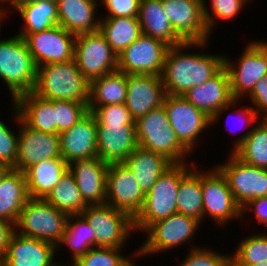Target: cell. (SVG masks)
I'll return each mask as SVG.
<instances>
[{"instance_id": "obj_1", "label": "cell", "mask_w": 267, "mask_h": 266, "mask_svg": "<svg viewBox=\"0 0 267 266\" xmlns=\"http://www.w3.org/2000/svg\"><path fill=\"white\" fill-rule=\"evenodd\" d=\"M207 41L184 42L169 47L161 75L168 95H183L187 90L200 86L224 67V56L181 53L182 50L207 45Z\"/></svg>"}, {"instance_id": "obj_2", "label": "cell", "mask_w": 267, "mask_h": 266, "mask_svg": "<svg viewBox=\"0 0 267 266\" xmlns=\"http://www.w3.org/2000/svg\"><path fill=\"white\" fill-rule=\"evenodd\" d=\"M90 82L80 72L74 59L37 67L33 93L48 100L89 103Z\"/></svg>"}, {"instance_id": "obj_3", "label": "cell", "mask_w": 267, "mask_h": 266, "mask_svg": "<svg viewBox=\"0 0 267 266\" xmlns=\"http://www.w3.org/2000/svg\"><path fill=\"white\" fill-rule=\"evenodd\" d=\"M187 163L173 164L145 195L142 210L134 219V230L146 231L153 223L177 213L180 180L190 171Z\"/></svg>"}, {"instance_id": "obj_4", "label": "cell", "mask_w": 267, "mask_h": 266, "mask_svg": "<svg viewBox=\"0 0 267 266\" xmlns=\"http://www.w3.org/2000/svg\"><path fill=\"white\" fill-rule=\"evenodd\" d=\"M36 75L37 66L20 35L0 40V78L8 86L12 101L33 91Z\"/></svg>"}, {"instance_id": "obj_5", "label": "cell", "mask_w": 267, "mask_h": 266, "mask_svg": "<svg viewBox=\"0 0 267 266\" xmlns=\"http://www.w3.org/2000/svg\"><path fill=\"white\" fill-rule=\"evenodd\" d=\"M135 124L139 147L162 154L173 164L185 163L184 157L190 151L177 138L163 105L137 119Z\"/></svg>"}, {"instance_id": "obj_6", "label": "cell", "mask_w": 267, "mask_h": 266, "mask_svg": "<svg viewBox=\"0 0 267 266\" xmlns=\"http://www.w3.org/2000/svg\"><path fill=\"white\" fill-rule=\"evenodd\" d=\"M68 215L55 208L46 199L29 198L23 206L15 230L20 235L60 244Z\"/></svg>"}, {"instance_id": "obj_7", "label": "cell", "mask_w": 267, "mask_h": 266, "mask_svg": "<svg viewBox=\"0 0 267 266\" xmlns=\"http://www.w3.org/2000/svg\"><path fill=\"white\" fill-rule=\"evenodd\" d=\"M73 59L89 82L116 71L118 67V55L100 30L75 36Z\"/></svg>"}, {"instance_id": "obj_8", "label": "cell", "mask_w": 267, "mask_h": 266, "mask_svg": "<svg viewBox=\"0 0 267 266\" xmlns=\"http://www.w3.org/2000/svg\"><path fill=\"white\" fill-rule=\"evenodd\" d=\"M81 215L94 229L95 247L121 249L134 231V220L109 204L88 205Z\"/></svg>"}, {"instance_id": "obj_9", "label": "cell", "mask_w": 267, "mask_h": 266, "mask_svg": "<svg viewBox=\"0 0 267 266\" xmlns=\"http://www.w3.org/2000/svg\"><path fill=\"white\" fill-rule=\"evenodd\" d=\"M235 65H232L227 56L224 57L232 96L239 101L243 94L249 95L255 84L267 75V42L249 43Z\"/></svg>"}, {"instance_id": "obj_10", "label": "cell", "mask_w": 267, "mask_h": 266, "mask_svg": "<svg viewBox=\"0 0 267 266\" xmlns=\"http://www.w3.org/2000/svg\"><path fill=\"white\" fill-rule=\"evenodd\" d=\"M169 47L163 41L142 33L118 56L117 70L126 74L161 76Z\"/></svg>"}, {"instance_id": "obj_11", "label": "cell", "mask_w": 267, "mask_h": 266, "mask_svg": "<svg viewBox=\"0 0 267 266\" xmlns=\"http://www.w3.org/2000/svg\"><path fill=\"white\" fill-rule=\"evenodd\" d=\"M200 221L191 216L173 214L168 218L153 223L147 230V240L139 250L132 255L154 254L170 250L192 239Z\"/></svg>"}, {"instance_id": "obj_12", "label": "cell", "mask_w": 267, "mask_h": 266, "mask_svg": "<svg viewBox=\"0 0 267 266\" xmlns=\"http://www.w3.org/2000/svg\"><path fill=\"white\" fill-rule=\"evenodd\" d=\"M15 119L19 122L18 155L13 169L25 173L33 165L51 158H62L59 134L42 132L26 125L13 104Z\"/></svg>"}, {"instance_id": "obj_13", "label": "cell", "mask_w": 267, "mask_h": 266, "mask_svg": "<svg viewBox=\"0 0 267 266\" xmlns=\"http://www.w3.org/2000/svg\"><path fill=\"white\" fill-rule=\"evenodd\" d=\"M227 163L216 166L226 177L236 203L243 208L250 200L267 196V169L247 164L233 153Z\"/></svg>"}, {"instance_id": "obj_14", "label": "cell", "mask_w": 267, "mask_h": 266, "mask_svg": "<svg viewBox=\"0 0 267 266\" xmlns=\"http://www.w3.org/2000/svg\"><path fill=\"white\" fill-rule=\"evenodd\" d=\"M145 194L125 163L109 164L106 204L127 213L133 220L143 208Z\"/></svg>"}, {"instance_id": "obj_15", "label": "cell", "mask_w": 267, "mask_h": 266, "mask_svg": "<svg viewBox=\"0 0 267 266\" xmlns=\"http://www.w3.org/2000/svg\"><path fill=\"white\" fill-rule=\"evenodd\" d=\"M18 35L26 41L37 67L74 58L75 35L59 25L33 34Z\"/></svg>"}, {"instance_id": "obj_16", "label": "cell", "mask_w": 267, "mask_h": 266, "mask_svg": "<svg viewBox=\"0 0 267 266\" xmlns=\"http://www.w3.org/2000/svg\"><path fill=\"white\" fill-rule=\"evenodd\" d=\"M164 109L179 141L192 153L199 134L212 125L211 118L181 95H165Z\"/></svg>"}, {"instance_id": "obj_17", "label": "cell", "mask_w": 267, "mask_h": 266, "mask_svg": "<svg viewBox=\"0 0 267 266\" xmlns=\"http://www.w3.org/2000/svg\"><path fill=\"white\" fill-rule=\"evenodd\" d=\"M203 218L209 215L218 224L240 218L242 208L236 203L228 181L215 166L214 170L202 172Z\"/></svg>"}, {"instance_id": "obj_18", "label": "cell", "mask_w": 267, "mask_h": 266, "mask_svg": "<svg viewBox=\"0 0 267 266\" xmlns=\"http://www.w3.org/2000/svg\"><path fill=\"white\" fill-rule=\"evenodd\" d=\"M181 96L209 116L211 123L217 121L228 107L237 103L232 96L229 74L225 67L202 85L190 88Z\"/></svg>"}, {"instance_id": "obj_19", "label": "cell", "mask_w": 267, "mask_h": 266, "mask_svg": "<svg viewBox=\"0 0 267 266\" xmlns=\"http://www.w3.org/2000/svg\"><path fill=\"white\" fill-rule=\"evenodd\" d=\"M162 6L173 29L185 42L208 40L204 3L200 0H162Z\"/></svg>"}, {"instance_id": "obj_20", "label": "cell", "mask_w": 267, "mask_h": 266, "mask_svg": "<svg viewBox=\"0 0 267 266\" xmlns=\"http://www.w3.org/2000/svg\"><path fill=\"white\" fill-rule=\"evenodd\" d=\"M165 95L161 76L127 74L125 105L135 121L151 110L161 107Z\"/></svg>"}, {"instance_id": "obj_21", "label": "cell", "mask_w": 267, "mask_h": 266, "mask_svg": "<svg viewBox=\"0 0 267 266\" xmlns=\"http://www.w3.org/2000/svg\"><path fill=\"white\" fill-rule=\"evenodd\" d=\"M137 147L136 124L97 125V157L103 162L124 163Z\"/></svg>"}, {"instance_id": "obj_22", "label": "cell", "mask_w": 267, "mask_h": 266, "mask_svg": "<svg viewBox=\"0 0 267 266\" xmlns=\"http://www.w3.org/2000/svg\"><path fill=\"white\" fill-rule=\"evenodd\" d=\"M61 157L68 164L97 157V120L88 111L75 125L59 133Z\"/></svg>"}, {"instance_id": "obj_23", "label": "cell", "mask_w": 267, "mask_h": 266, "mask_svg": "<svg viewBox=\"0 0 267 266\" xmlns=\"http://www.w3.org/2000/svg\"><path fill=\"white\" fill-rule=\"evenodd\" d=\"M56 250L52 243L20 235L15 230L1 261L3 266H53Z\"/></svg>"}, {"instance_id": "obj_24", "label": "cell", "mask_w": 267, "mask_h": 266, "mask_svg": "<svg viewBox=\"0 0 267 266\" xmlns=\"http://www.w3.org/2000/svg\"><path fill=\"white\" fill-rule=\"evenodd\" d=\"M109 164L98 157L75 160L69 164L81 195L88 205L106 204Z\"/></svg>"}, {"instance_id": "obj_25", "label": "cell", "mask_w": 267, "mask_h": 266, "mask_svg": "<svg viewBox=\"0 0 267 266\" xmlns=\"http://www.w3.org/2000/svg\"><path fill=\"white\" fill-rule=\"evenodd\" d=\"M97 0H57L58 25L76 35L99 30L95 20Z\"/></svg>"}, {"instance_id": "obj_26", "label": "cell", "mask_w": 267, "mask_h": 266, "mask_svg": "<svg viewBox=\"0 0 267 266\" xmlns=\"http://www.w3.org/2000/svg\"><path fill=\"white\" fill-rule=\"evenodd\" d=\"M138 19L143 34L177 46L185 41L175 32L162 6V0H140Z\"/></svg>"}, {"instance_id": "obj_27", "label": "cell", "mask_w": 267, "mask_h": 266, "mask_svg": "<svg viewBox=\"0 0 267 266\" xmlns=\"http://www.w3.org/2000/svg\"><path fill=\"white\" fill-rule=\"evenodd\" d=\"M124 163L132 171L145 195L157 179L173 165L164 155L145 150L139 146Z\"/></svg>"}, {"instance_id": "obj_28", "label": "cell", "mask_w": 267, "mask_h": 266, "mask_svg": "<svg viewBox=\"0 0 267 266\" xmlns=\"http://www.w3.org/2000/svg\"><path fill=\"white\" fill-rule=\"evenodd\" d=\"M29 198L25 173L12 168L0 182V219L15 225Z\"/></svg>"}, {"instance_id": "obj_29", "label": "cell", "mask_w": 267, "mask_h": 266, "mask_svg": "<svg viewBox=\"0 0 267 266\" xmlns=\"http://www.w3.org/2000/svg\"><path fill=\"white\" fill-rule=\"evenodd\" d=\"M21 120L29 127L55 134V111L53 100L42 98L32 91L13 101Z\"/></svg>"}, {"instance_id": "obj_30", "label": "cell", "mask_w": 267, "mask_h": 266, "mask_svg": "<svg viewBox=\"0 0 267 266\" xmlns=\"http://www.w3.org/2000/svg\"><path fill=\"white\" fill-rule=\"evenodd\" d=\"M68 169L69 164L62 158L43 160L30 167L25 172L29 197L45 199Z\"/></svg>"}, {"instance_id": "obj_31", "label": "cell", "mask_w": 267, "mask_h": 266, "mask_svg": "<svg viewBox=\"0 0 267 266\" xmlns=\"http://www.w3.org/2000/svg\"><path fill=\"white\" fill-rule=\"evenodd\" d=\"M127 95V74L119 70L90 82L88 111L98 106L123 104Z\"/></svg>"}, {"instance_id": "obj_32", "label": "cell", "mask_w": 267, "mask_h": 266, "mask_svg": "<svg viewBox=\"0 0 267 266\" xmlns=\"http://www.w3.org/2000/svg\"><path fill=\"white\" fill-rule=\"evenodd\" d=\"M232 153L241 161L267 169V119L244 133L234 144Z\"/></svg>"}, {"instance_id": "obj_33", "label": "cell", "mask_w": 267, "mask_h": 266, "mask_svg": "<svg viewBox=\"0 0 267 266\" xmlns=\"http://www.w3.org/2000/svg\"><path fill=\"white\" fill-rule=\"evenodd\" d=\"M99 30L118 56L142 34L138 17L100 19Z\"/></svg>"}, {"instance_id": "obj_34", "label": "cell", "mask_w": 267, "mask_h": 266, "mask_svg": "<svg viewBox=\"0 0 267 266\" xmlns=\"http://www.w3.org/2000/svg\"><path fill=\"white\" fill-rule=\"evenodd\" d=\"M196 170V168L191 169L180 180L177 193V213L194 217L202 222V171Z\"/></svg>"}, {"instance_id": "obj_35", "label": "cell", "mask_w": 267, "mask_h": 266, "mask_svg": "<svg viewBox=\"0 0 267 266\" xmlns=\"http://www.w3.org/2000/svg\"><path fill=\"white\" fill-rule=\"evenodd\" d=\"M45 199L68 216L81 215L88 206L69 169Z\"/></svg>"}, {"instance_id": "obj_36", "label": "cell", "mask_w": 267, "mask_h": 266, "mask_svg": "<svg viewBox=\"0 0 267 266\" xmlns=\"http://www.w3.org/2000/svg\"><path fill=\"white\" fill-rule=\"evenodd\" d=\"M14 8L25 21L18 34H33L58 25L57 1H41Z\"/></svg>"}, {"instance_id": "obj_37", "label": "cell", "mask_w": 267, "mask_h": 266, "mask_svg": "<svg viewBox=\"0 0 267 266\" xmlns=\"http://www.w3.org/2000/svg\"><path fill=\"white\" fill-rule=\"evenodd\" d=\"M72 218H76L77 221L71 222ZM60 243V245L64 244L70 247L72 260L75 262L79 257L95 247L94 229L82 215H69Z\"/></svg>"}, {"instance_id": "obj_38", "label": "cell", "mask_w": 267, "mask_h": 266, "mask_svg": "<svg viewBox=\"0 0 267 266\" xmlns=\"http://www.w3.org/2000/svg\"><path fill=\"white\" fill-rule=\"evenodd\" d=\"M234 266H250L267 261V234L254 235L245 238L231 255Z\"/></svg>"}, {"instance_id": "obj_39", "label": "cell", "mask_w": 267, "mask_h": 266, "mask_svg": "<svg viewBox=\"0 0 267 266\" xmlns=\"http://www.w3.org/2000/svg\"><path fill=\"white\" fill-rule=\"evenodd\" d=\"M119 248L93 247L79 257L74 266H135L134 261L123 257Z\"/></svg>"}, {"instance_id": "obj_40", "label": "cell", "mask_w": 267, "mask_h": 266, "mask_svg": "<svg viewBox=\"0 0 267 266\" xmlns=\"http://www.w3.org/2000/svg\"><path fill=\"white\" fill-rule=\"evenodd\" d=\"M53 106L55 111V134L68 130L88 112V103L53 100Z\"/></svg>"}, {"instance_id": "obj_41", "label": "cell", "mask_w": 267, "mask_h": 266, "mask_svg": "<svg viewBox=\"0 0 267 266\" xmlns=\"http://www.w3.org/2000/svg\"><path fill=\"white\" fill-rule=\"evenodd\" d=\"M211 8L213 12H210L207 9L206 4L204 3V19L206 22V26L208 28L209 33L212 31L213 26L216 24L215 18L217 17L219 20H228L235 17L240 9L243 7V4L246 3L247 0H210ZM212 13L215 15H212Z\"/></svg>"}, {"instance_id": "obj_42", "label": "cell", "mask_w": 267, "mask_h": 266, "mask_svg": "<svg viewBox=\"0 0 267 266\" xmlns=\"http://www.w3.org/2000/svg\"><path fill=\"white\" fill-rule=\"evenodd\" d=\"M92 113L97 120V125L135 124L125 103L98 106Z\"/></svg>"}, {"instance_id": "obj_43", "label": "cell", "mask_w": 267, "mask_h": 266, "mask_svg": "<svg viewBox=\"0 0 267 266\" xmlns=\"http://www.w3.org/2000/svg\"><path fill=\"white\" fill-rule=\"evenodd\" d=\"M180 266H234V260L232 256L194 247Z\"/></svg>"}, {"instance_id": "obj_44", "label": "cell", "mask_w": 267, "mask_h": 266, "mask_svg": "<svg viewBox=\"0 0 267 266\" xmlns=\"http://www.w3.org/2000/svg\"><path fill=\"white\" fill-rule=\"evenodd\" d=\"M18 138L5 123L0 120V163L14 168L18 155Z\"/></svg>"}, {"instance_id": "obj_45", "label": "cell", "mask_w": 267, "mask_h": 266, "mask_svg": "<svg viewBox=\"0 0 267 266\" xmlns=\"http://www.w3.org/2000/svg\"><path fill=\"white\" fill-rule=\"evenodd\" d=\"M100 3L109 12L105 18L138 17L140 0H102Z\"/></svg>"}, {"instance_id": "obj_46", "label": "cell", "mask_w": 267, "mask_h": 266, "mask_svg": "<svg viewBox=\"0 0 267 266\" xmlns=\"http://www.w3.org/2000/svg\"><path fill=\"white\" fill-rule=\"evenodd\" d=\"M249 96V99H251L252 103H254V110L257 114L259 115L263 112V118H267V75L255 84L253 91L249 94Z\"/></svg>"}, {"instance_id": "obj_47", "label": "cell", "mask_w": 267, "mask_h": 266, "mask_svg": "<svg viewBox=\"0 0 267 266\" xmlns=\"http://www.w3.org/2000/svg\"><path fill=\"white\" fill-rule=\"evenodd\" d=\"M254 207L255 210V217L258 220V223H264L267 224V196L264 197H258L250 200L246 205L242 208V217L243 212H245L247 209Z\"/></svg>"}, {"instance_id": "obj_48", "label": "cell", "mask_w": 267, "mask_h": 266, "mask_svg": "<svg viewBox=\"0 0 267 266\" xmlns=\"http://www.w3.org/2000/svg\"><path fill=\"white\" fill-rule=\"evenodd\" d=\"M14 231L15 225L12 222L0 219V260L6 253L7 245Z\"/></svg>"}, {"instance_id": "obj_49", "label": "cell", "mask_w": 267, "mask_h": 266, "mask_svg": "<svg viewBox=\"0 0 267 266\" xmlns=\"http://www.w3.org/2000/svg\"><path fill=\"white\" fill-rule=\"evenodd\" d=\"M242 112H241V114H242V116L241 117H243V119H245V122L246 123H248V124H250V122H251V125H253V123L254 122H256V120L257 119H259V115L257 114V112L254 110V108L253 107H246V108H243L242 107V110H241ZM244 121V120H243Z\"/></svg>"}, {"instance_id": "obj_50", "label": "cell", "mask_w": 267, "mask_h": 266, "mask_svg": "<svg viewBox=\"0 0 267 266\" xmlns=\"http://www.w3.org/2000/svg\"><path fill=\"white\" fill-rule=\"evenodd\" d=\"M1 1L3 3H10L14 7H21L26 4H32V3L41 2V1H57V0H0V3Z\"/></svg>"}, {"instance_id": "obj_51", "label": "cell", "mask_w": 267, "mask_h": 266, "mask_svg": "<svg viewBox=\"0 0 267 266\" xmlns=\"http://www.w3.org/2000/svg\"><path fill=\"white\" fill-rule=\"evenodd\" d=\"M12 168L4 163H0V182L3 180V178L7 175V173L11 170Z\"/></svg>"}, {"instance_id": "obj_52", "label": "cell", "mask_w": 267, "mask_h": 266, "mask_svg": "<svg viewBox=\"0 0 267 266\" xmlns=\"http://www.w3.org/2000/svg\"><path fill=\"white\" fill-rule=\"evenodd\" d=\"M1 7V6H0ZM5 10H2L1 8H0V27H1V21L3 20V17H4V12Z\"/></svg>"}, {"instance_id": "obj_53", "label": "cell", "mask_w": 267, "mask_h": 266, "mask_svg": "<svg viewBox=\"0 0 267 266\" xmlns=\"http://www.w3.org/2000/svg\"><path fill=\"white\" fill-rule=\"evenodd\" d=\"M250 266H267V261L263 262V263H256V264H253V265H250Z\"/></svg>"}, {"instance_id": "obj_54", "label": "cell", "mask_w": 267, "mask_h": 266, "mask_svg": "<svg viewBox=\"0 0 267 266\" xmlns=\"http://www.w3.org/2000/svg\"><path fill=\"white\" fill-rule=\"evenodd\" d=\"M53 266H74L73 264L69 265H64V264H61V263H55Z\"/></svg>"}]
</instances>
